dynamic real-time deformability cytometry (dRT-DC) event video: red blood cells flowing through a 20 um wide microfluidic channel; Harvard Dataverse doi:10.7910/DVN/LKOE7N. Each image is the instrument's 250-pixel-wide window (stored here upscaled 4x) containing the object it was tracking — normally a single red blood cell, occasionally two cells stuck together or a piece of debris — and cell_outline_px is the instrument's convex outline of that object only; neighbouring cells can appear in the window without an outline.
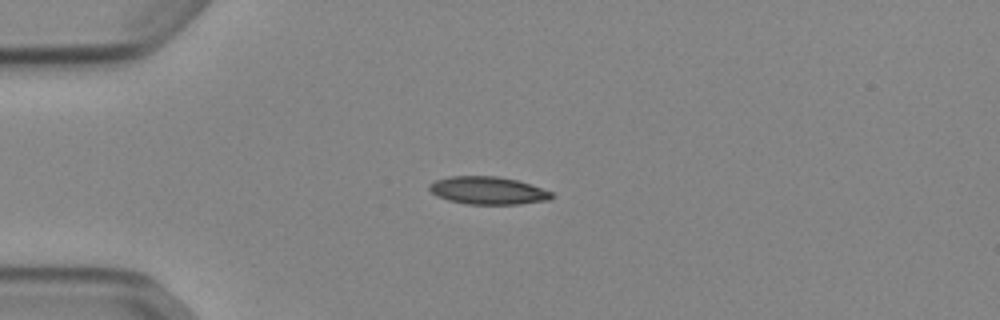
{"species": "Egyptian fruit bat (a non-hibernating species)", "species_latin": "Rousettus aegyptiacus", "temperature_condition": "cold", "stored_images_in_passage": 40, "camera_frame_rate_fps": 3000, "um_per_image_px": 0.085, "animal": {"sex": "female"}, "frame": {"image": 1, "passage_image": 1, "time_ms": 0.0, "image_size_px": [1000, 320], "cell_outline_px": [[556, 196], [552, 200], [520, 204], [464, 204], [448, 200], [436, 196], [428, 188], [428, 184], [436, 180], [448, 176], [500, 176], [516, 180], [552, 192]], "centroid_in_image_um": [41.47, 16.2], "position_along_channel_um": 43.5, "area_um2": 19.94}}
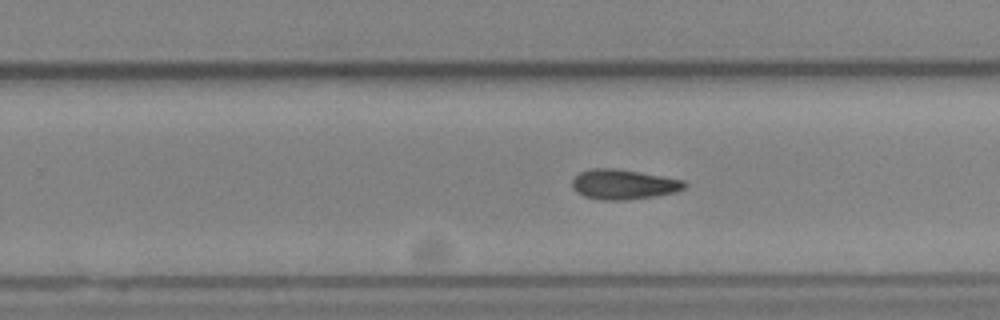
{"frame": {"image": 2, "passage_image": 21, "time_ms": 6.667, "image_size_px": [1000, 320], "cell_outline_px": [[688, 184], [684, 188], [676, 192], [652, 196], [624, 200], [600, 200], [584, 196], [576, 192], [572, 188], [572, 180], [580, 172], [592, 168], [616, 168], [640, 172], [684, 180]], "centroid_in_image_um": [52.98, 15.67], "position_along_channel_um": 276.8, "area_um2": 19.59}}
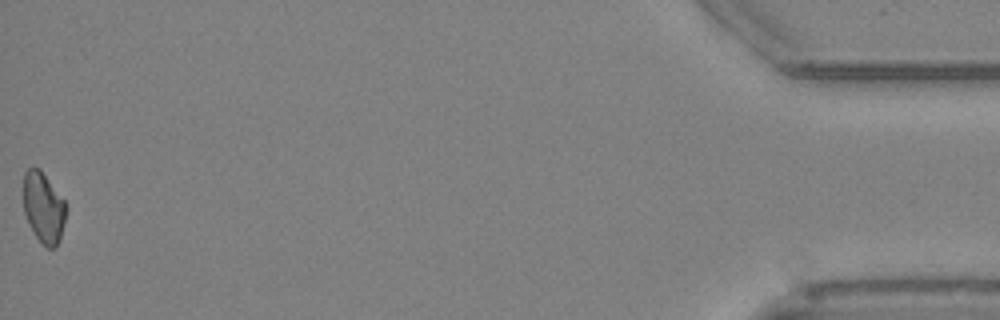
{"frame": {"image": 3, "passage_image": 40, "time_ms": 13.0, "image_size_px": [1000, 320], "cell_outline_px": [[68, 208], [60, 240], [56, 248], [48, 248], [36, 236], [24, 212], [24, 172], [28, 168], [40, 168], [64, 200]], "centroid_in_image_um": [3.73, 17.64], "position_along_channel_um": 431.5, "area_um2": 17.46}}